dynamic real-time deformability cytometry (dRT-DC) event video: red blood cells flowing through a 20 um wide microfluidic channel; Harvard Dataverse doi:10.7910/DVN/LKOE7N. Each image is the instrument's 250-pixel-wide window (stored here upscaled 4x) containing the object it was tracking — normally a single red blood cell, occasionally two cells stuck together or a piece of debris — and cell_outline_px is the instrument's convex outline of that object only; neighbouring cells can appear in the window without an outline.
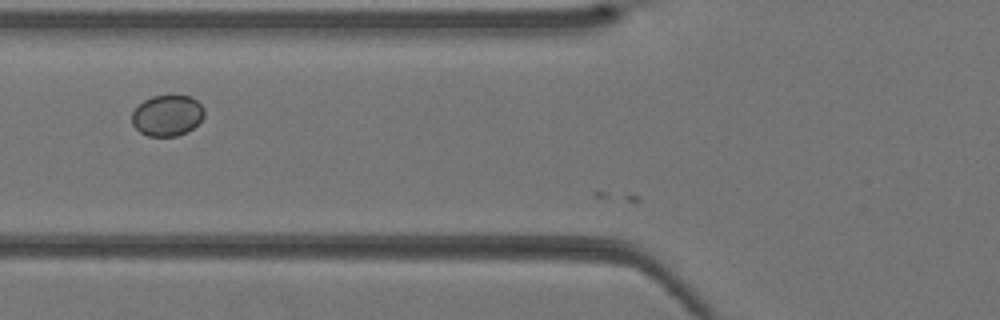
{"species": "Egyptian fruit bat (a non-hibernating species)", "species_latin": "Rousettus aegyptiacus", "temperature_condition": "warm", "stored_images_in_passage": 5, "camera_frame_rate_fps": 3000, "um_per_image_px": 0.085, "animal": {"sex": "female"}, "frame": {"image": 1, "passage_image": 4, "time_ms": 1.0, "image_size_px": [1000, 320], "cell_outline_px": [[204, 116], [188, 132], [176, 136], [148, 136], [140, 132], [132, 124], [132, 112], [144, 100], [152, 96], [192, 96], [204, 108]], "centroid_in_image_um": [14.21, 9.82], "position_along_channel_um": 111.6, "area_um2": 17.17}}